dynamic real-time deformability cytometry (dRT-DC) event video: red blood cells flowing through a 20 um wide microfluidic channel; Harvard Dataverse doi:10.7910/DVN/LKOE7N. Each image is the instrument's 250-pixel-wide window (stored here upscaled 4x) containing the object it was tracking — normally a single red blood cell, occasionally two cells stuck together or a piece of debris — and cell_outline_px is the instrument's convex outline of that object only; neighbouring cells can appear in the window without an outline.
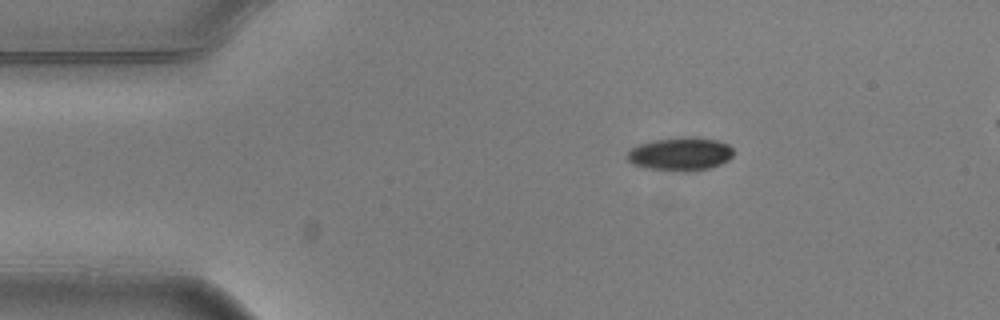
{"species": "common noctule bat (a hibernating species)", "species_latin": "Nyctalus noctula", "temperature_condition": "warm", "stored_images_in_passage": 4, "camera_frame_rate_fps": 3000, "um_per_image_px": 0.085, "animal": {"sex": "male", "body_mass_g": 20.5, "forearm_length_mm": 52.5}, "frame": {"image": 1, "passage_image": 1, "time_ms": 0.0, "image_size_px": [1000, 320], "cell_outline_px": [[732, 156], [728, 160], [720, 164], [708, 168], [688, 172], [684, 172], [644, 168], [632, 164], [628, 160], [628, 152], [632, 148], [640, 144], [656, 140], [684, 136], [696, 136], [716, 140], [728, 144], [732, 148]], "centroid_in_image_um": [57.84, 13.09], "position_along_channel_um": 27.2, "area_um2": 20.69}}
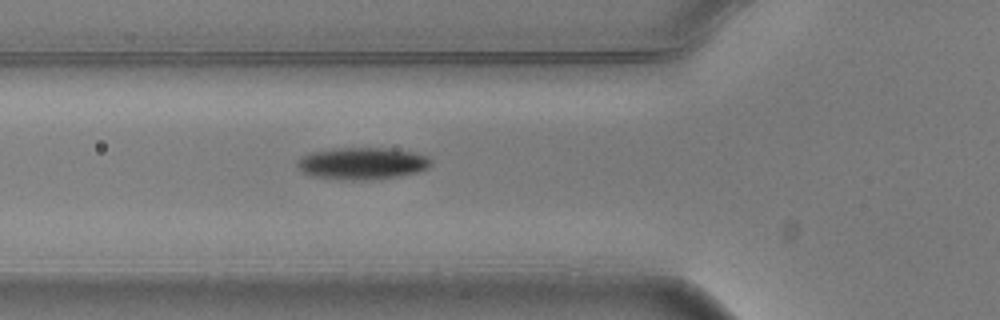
{"frame": {"image": 2, "passage_image": 4, "time_ms": 1.0, "image_size_px": [1000, 320], "cell_outline_px": [[432, 164], [428, 168], [416, 172], [396, 176], [364, 180], [360, 180], [308, 176], [300, 172], [296, 164], [296, 160], [300, 156], [312, 152], [336, 148], [392, 148], [412, 152], [428, 156], [432, 160]], "centroid_in_image_um": [30.75, 13.88], "position_along_channel_um": 95.1, "area_um2": 24.97}}